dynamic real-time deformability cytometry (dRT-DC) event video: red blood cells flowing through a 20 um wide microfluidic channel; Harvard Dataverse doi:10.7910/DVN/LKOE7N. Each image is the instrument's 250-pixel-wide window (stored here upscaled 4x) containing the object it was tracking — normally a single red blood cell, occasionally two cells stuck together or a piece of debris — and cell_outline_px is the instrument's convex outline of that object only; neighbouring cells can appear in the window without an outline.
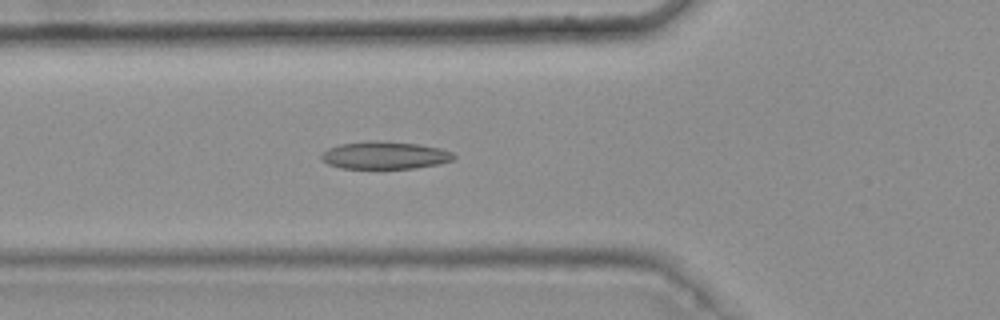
{"species": "common noctule bat (a hibernating species)", "species_latin": "Nyctalus noctula", "temperature_condition": "warm", "stored_images_in_passage": 47, "camera_frame_rate_fps": 3000, "um_per_image_px": 0.085, "animal": {"sex": "female", "body_mass_g": 25.1}, "frame": {"image": 1, "passage_image": 19, "time_ms": 6.0, "image_size_px": [1000, 320], "cell_outline_px": [[456, 156], [452, 160], [440, 164], [416, 168], [340, 168], [328, 164], [320, 160], [320, 156], [328, 148], [340, 144], [368, 140], [376, 140], [420, 144], [440, 148], [452, 152]], "centroid_in_image_um": [32.7, 13.19], "position_along_channel_um": 93.1, "area_um2": 21.44}}
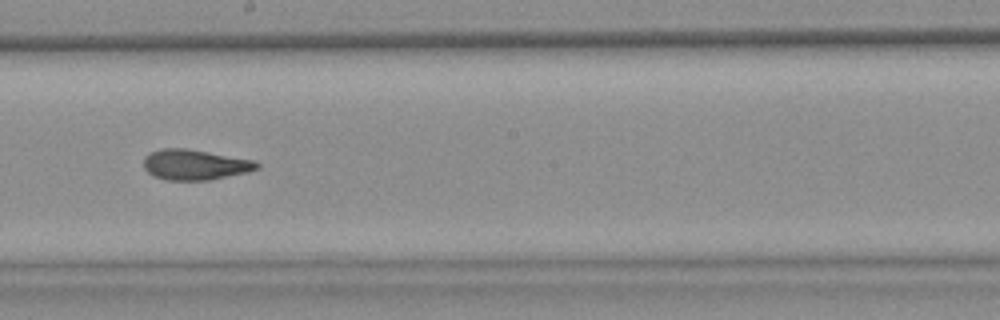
{"frame": {"image": 2, "passage_image": 30, "time_ms": 9.667, "image_size_px": [1000, 320], "cell_outline_px": [[260, 168], [248, 172], [208, 180], [164, 180], [152, 176], [144, 168], [144, 156], [152, 152], [164, 148], [184, 148], [256, 160], [260, 164]], "centroid_in_image_um": [16.58, 14.0], "position_along_channel_um": 231.6, "area_um2": 20.11}}
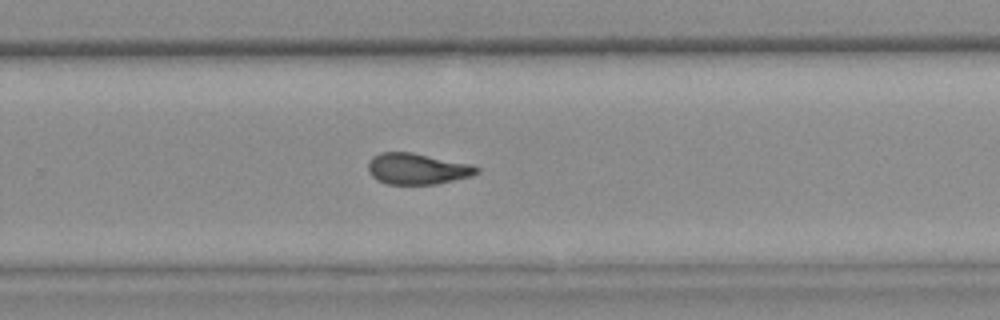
{"frame": {"image": 3, "passage_image": 35, "time_ms": 11.333, "image_size_px": [1000, 320], "cell_outline_px": [[480, 172], [472, 176], [436, 184], [388, 184], [376, 180], [368, 172], [368, 160], [372, 156], [380, 152], [412, 152], [472, 164], [480, 168]], "centroid_in_image_um": [35.46, 14.34], "position_along_channel_um": 294.3, "area_um2": 19.94}, "authors_computed_cell_mechanics": {"area_um2": 20.4612, "velocity_mm_per_s": 3.7705, "shape_relaxation_time_tau1_ms": null, "shape_relaxation_time_tau2_ms": 2.7682, "deformation_change_tau1": null, "deformation_change_tau2": 0.0935}}